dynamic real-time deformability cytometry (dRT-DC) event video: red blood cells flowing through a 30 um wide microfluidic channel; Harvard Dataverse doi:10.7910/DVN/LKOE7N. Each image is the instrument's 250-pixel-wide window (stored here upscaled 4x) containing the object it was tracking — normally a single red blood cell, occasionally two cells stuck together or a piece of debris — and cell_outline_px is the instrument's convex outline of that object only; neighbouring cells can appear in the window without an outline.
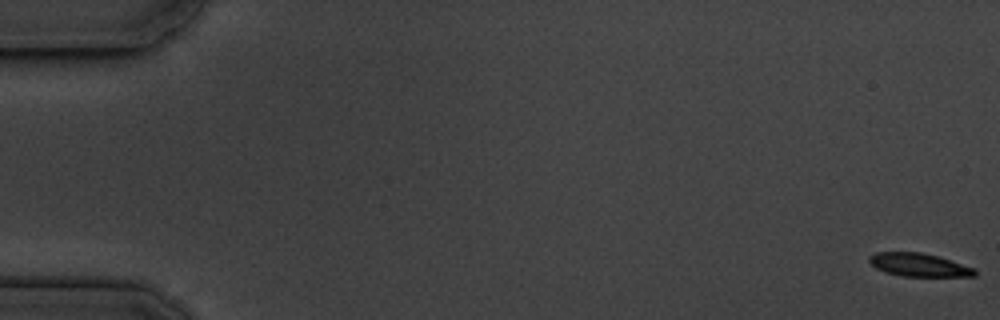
{"species": "common noctule bat (a hibernating species)", "species_latin": "Nyctalus noctula", "temperature_condition": "cold", "stored_images_in_passage": 56, "camera_frame_rate_fps": 3000, "um_per_image_px": 0.085, "animal": {"sex": "male", "body_mass_g": 19.5, "forearm_length_mm": 54.6}, "frame": {"image": 1, "passage_image": 1, "time_ms": 0.0, "image_size_px": [1000, 320], "cell_outline_px": [[976, 276], [900, 276], [884, 272], [876, 268], [868, 260], [868, 256], [876, 252], [920, 252], [936, 256], [976, 268]], "centroid_in_image_um": [78.08, 22.52], "position_along_channel_um": 6.9, "area_um2": 14.22}}
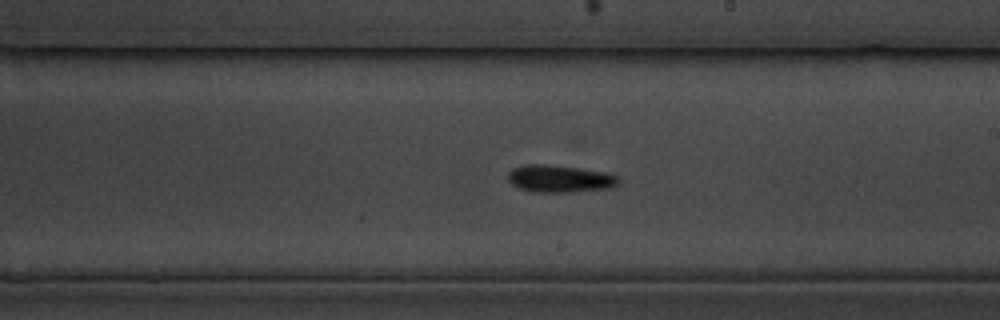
{"frame": {"image": 2, "passage_image": 33, "time_ms": 10.667, "image_size_px": [1000, 320], "cell_outline_px": [[620, 184], [608, 188], [572, 192], [532, 192], [520, 188], [512, 184], [508, 180], [508, 172], [512, 168], [528, 164], [544, 164], [576, 168], [604, 172], [616, 176], [620, 180]], "centroid_in_image_um": [47.55, 15.2], "position_along_channel_um": 241.4, "area_um2": 17.46}}
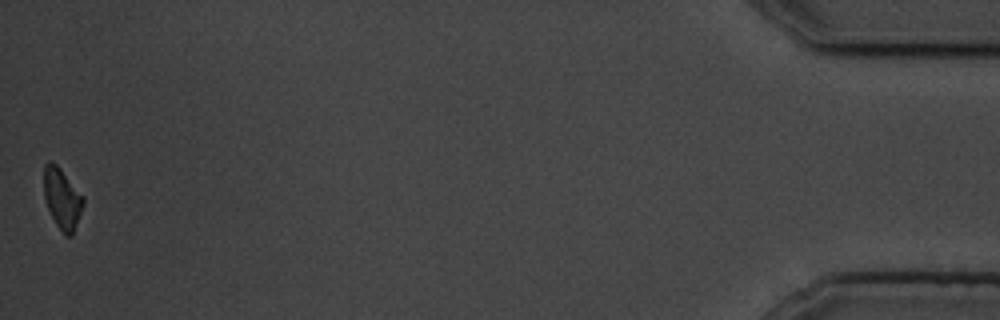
{"frame": {"image": 3, "passage_image": 56, "time_ms": 18.333, "image_size_px": [1000, 320], "cell_outline_px": [[84, 204], [72, 236], [64, 236], [56, 224], [48, 208], [44, 196], [44, 164], [48, 160], [56, 164], [60, 168], [84, 196]], "centroid_in_image_um": [5.29, 16.88], "position_along_channel_um": 429.9, "area_um2": 13.93}, "authors_computed_cell_mechanics": {"area_um2": 15.5193, "velocity_mm_per_s": 3.6383, "shape_relaxation_time_tau1_ms": 4.9108, "shape_relaxation_time_tau2_ms": 5.3214, "deformation_change_tau1": 0.1923, "deformation_change_tau2": 0.1207}}